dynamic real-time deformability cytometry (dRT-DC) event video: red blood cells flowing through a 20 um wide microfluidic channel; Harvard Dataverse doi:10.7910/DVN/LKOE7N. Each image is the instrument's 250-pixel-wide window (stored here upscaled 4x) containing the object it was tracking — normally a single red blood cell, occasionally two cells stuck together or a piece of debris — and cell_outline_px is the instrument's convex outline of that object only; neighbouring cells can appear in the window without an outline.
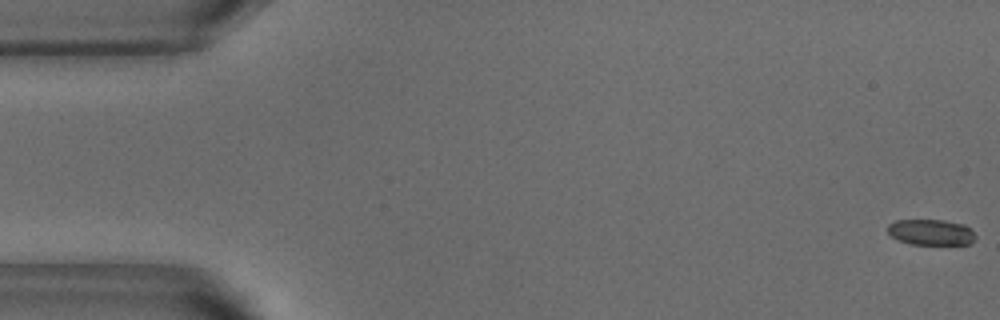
{"species": "common noctule bat (a hibernating species)", "species_latin": "Nyctalus noctula", "temperature_condition": "warm", "stored_images_in_passage": 53, "camera_frame_rate_fps": 3000, "um_per_image_px": 0.085, "animal": {"sex": "male", "body_mass_g": 18.8}, "frame": {"image": 1, "passage_image": 1, "time_ms": 0.0, "image_size_px": [1000, 320], "cell_outline_px": [[976, 236], [968, 244], [908, 244], [892, 236], [888, 232], [888, 224], [896, 220], [944, 220], [964, 224], [972, 228]], "centroid_in_image_um": [79.15, 19.73], "position_along_channel_um": 5.9, "area_um2": 13.18}}
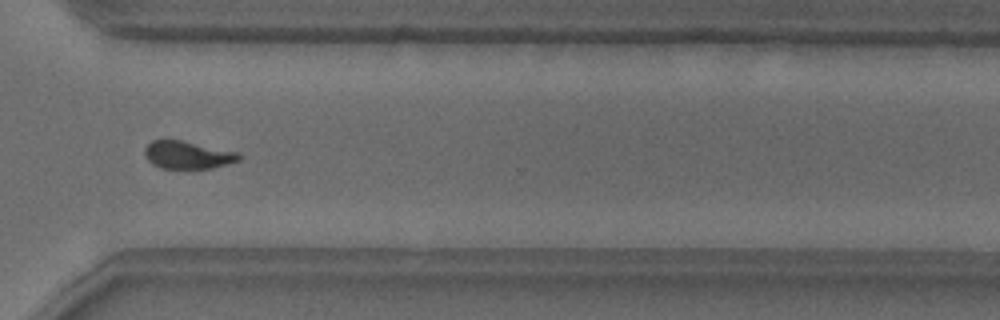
{"frame": {"image": 2, "passage_image": 39, "time_ms": 12.667, "image_size_px": [1000, 320], "cell_outline_px": [[240, 160], [212, 168], [160, 168], [152, 164], [144, 156], [144, 148], [152, 140], [180, 140], [236, 152], [240, 156]], "centroid_in_image_um": [15.89, 13.17], "position_along_channel_um": 354.7, "area_um2": 14.97}}
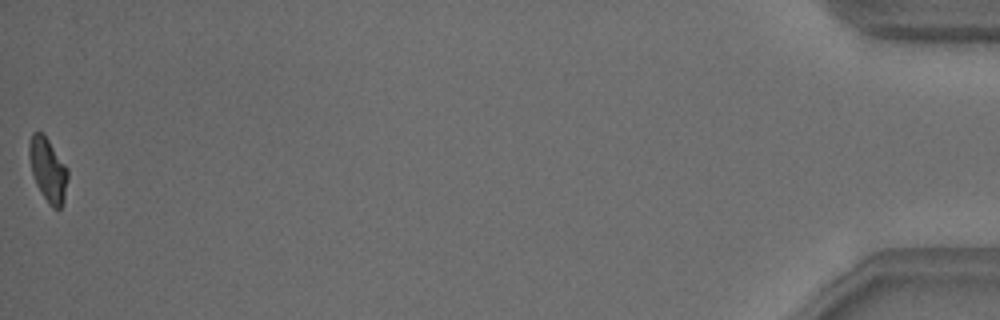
{"frame": {"image": 3, "passage_image": 53, "time_ms": 17.333, "image_size_px": [1000, 320], "cell_outline_px": [[68, 180], [64, 200], [60, 208], [52, 208], [48, 204], [40, 192], [32, 176], [28, 156], [28, 144], [32, 132], [44, 132], [68, 168]], "centroid_in_image_um": [4.06, 14.4], "position_along_channel_um": 431.1, "area_um2": 14.8}, "authors_computed_cell_mechanics": {"area_um2": 15.2014, "velocity_mm_per_s": 3.8246, "shape_relaxation_time_tau1_ms": 3.104, "shape_relaxation_time_tau2_ms": 0.9062, "deformation_change_tau1": 0.152, "deformation_change_tau2": 0.0938}}